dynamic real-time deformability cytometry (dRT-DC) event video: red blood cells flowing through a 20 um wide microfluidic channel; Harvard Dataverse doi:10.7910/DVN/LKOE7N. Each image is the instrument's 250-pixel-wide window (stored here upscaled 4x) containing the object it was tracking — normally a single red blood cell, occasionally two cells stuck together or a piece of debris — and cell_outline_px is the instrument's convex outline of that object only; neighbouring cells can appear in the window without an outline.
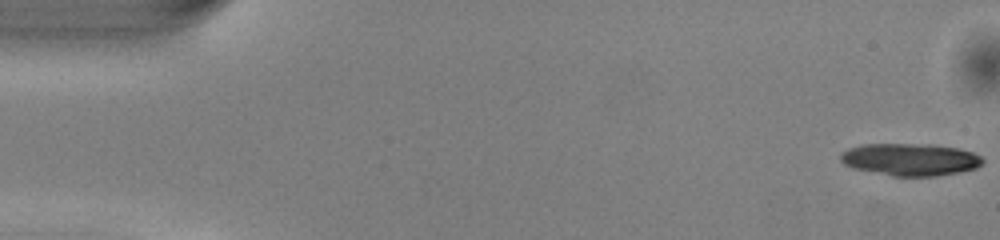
{"species": "common noctule bat (a hibernating species)", "species_latin": "Nyctalus noctula", "temperature_condition": "warm", "stored_images_in_passage": 51, "camera_frame_rate_fps": 3000, "um_per_image_px": 0.085, "animal": {"sex": "male", "body_mass_g": 13.0, "forearm_length_mm": 53.1}, "frame": {"image": 1, "passage_image": 1, "time_ms": 0.0, "image_size_px": [1000, 240], "cell_outline_px": [[984, 160], [976, 168], [960, 172], [936, 176], [892, 176], [852, 168], [844, 164], [840, 160], [840, 152], [848, 148], [864, 144], [928, 144], [956, 148], [972, 152], [980, 156]], "centroid_in_image_um": [77.33, 13.56], "position_along_channel_um": 7.7, "area_um2": 26.76}}